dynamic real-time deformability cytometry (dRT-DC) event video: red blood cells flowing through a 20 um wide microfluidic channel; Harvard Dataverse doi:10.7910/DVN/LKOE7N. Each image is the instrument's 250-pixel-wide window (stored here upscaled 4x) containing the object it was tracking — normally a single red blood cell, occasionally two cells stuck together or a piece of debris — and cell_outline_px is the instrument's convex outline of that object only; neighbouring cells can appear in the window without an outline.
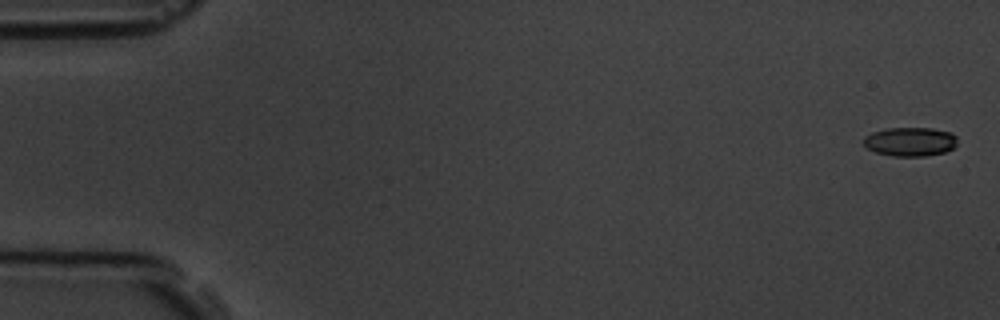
{"species": "common noctule bat (a hibernating species)", "species_latin": "Nyctalus noctula", "temperature_condition": "room temperature", "stored_images_in_passage": 11, "camera_frame_rate_fps": 3000, "um_per_image_px": 0.085, "animal": {"sex": "male", "body_mass_g": 19.5, "forearm_length_mm": 54.6}, "frame": {"image": 1, "passage_image": 1, "time_ms": 0.0, "image_size_px": [1000, 320], "cell_outline_px": [[956, 144], [952, 148], [944, 152], [924, 156], [892, 156], [876, 152], [868, 148], [860, 140], [864, 136], [872, 132], [888, 128], [932, 128], [952, 132], [956, 136]], "centroid_in_image_um": [77.34, 12.03], "position_along_channel_um": 7.7, "area_um2": 15.9}}
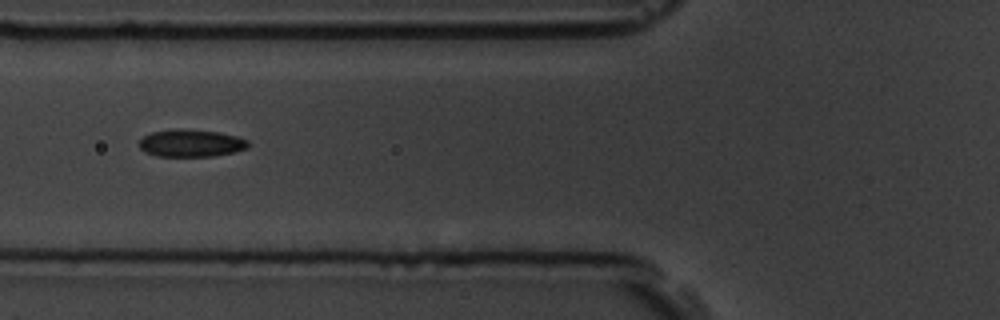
{"frame": {"image": 2, "passage_image": 6, "time_ms": 6.667, "image_size_px": [1000, 320], "cell_outline_px": [[248, 148], [232, 152], [212, 156], [156, 156], [144, 152], [140, 148], [140, 140], [144, 136], [152, 132], [176, 128], [180, 128], [220, 132], [236, 136], [248, 140]], "centroid_in_image_um": [16.22, 12.16], "position_along_channel_um": 109.6, "area_um2": 17.4}}
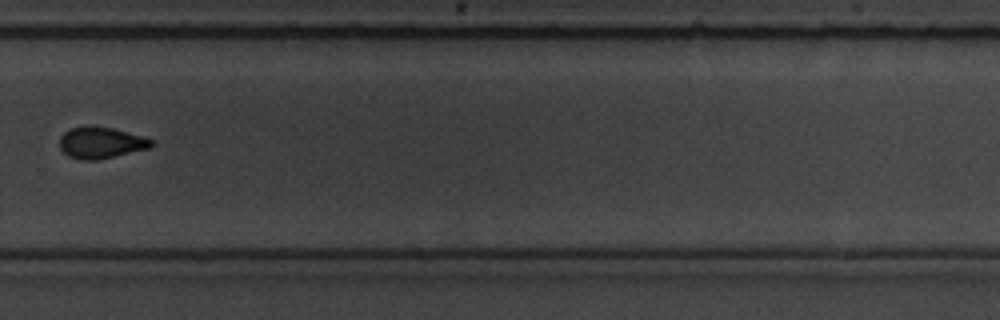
{"frame": {"image": 3, "passage_image": 11, "time_ms": 12.333, "image_size_px": [1000, 320], "cell_outline_px": [[156, 144], [148, 148], [96, 160], [80, 160], [68, 156], [60, 148], [60, 136], [68, 128], [84, 124], [92, 124], [112, 128], [128, 132], [156, 140]], "centroid_in_image_um": [8.56, 12.09], "position_along_channel_um": 321.2, "area_um2": 17.17}}